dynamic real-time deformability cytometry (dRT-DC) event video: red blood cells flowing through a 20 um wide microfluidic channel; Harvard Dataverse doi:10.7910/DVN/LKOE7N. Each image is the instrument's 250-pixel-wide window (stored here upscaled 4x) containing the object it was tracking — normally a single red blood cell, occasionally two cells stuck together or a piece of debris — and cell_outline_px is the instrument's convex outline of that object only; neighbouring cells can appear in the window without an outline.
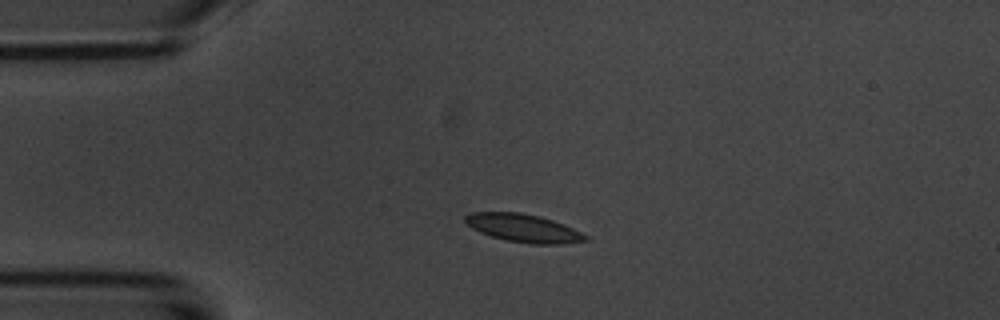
{"species": "common noctule bat (a hibernating species)", "species_latin": "Nyctalus noctula", "temperature_condition": "room temperature", "stored_images_in_passage": 3, "camera_frame_rate_fps": 3000, "um_per_image_px": 0.085, "animal": {"sex": "male", "body_mass_g": 20.1, "forearm_length_mm": 53.5}, "frame": {"image": 1, "passage_image": 2, "time_ms": 1.333, "image_size_px": [1000, 320], "cell_outline_px": [[588, 240], [560, 244], [528, 244], [504, 240], [480, 232], [472, 228], [464, 220], [464, 216], [472, 212], [520, 212], [540, 216], [564, 224], [588, 236]], "centroid_in_image_um": [44.48, 19.39], "position_along_channel_um": 40.5, "area_um2": 19.65}}